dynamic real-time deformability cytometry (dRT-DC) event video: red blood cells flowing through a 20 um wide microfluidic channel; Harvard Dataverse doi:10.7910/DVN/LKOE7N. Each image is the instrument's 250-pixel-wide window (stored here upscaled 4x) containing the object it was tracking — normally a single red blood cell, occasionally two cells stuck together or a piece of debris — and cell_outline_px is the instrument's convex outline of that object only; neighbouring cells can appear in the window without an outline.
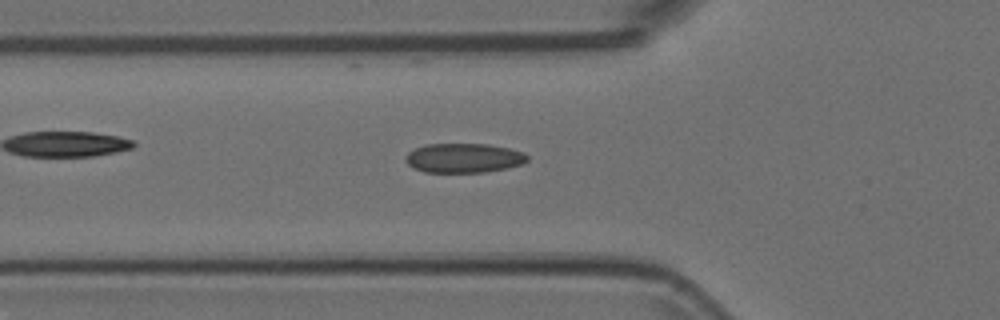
{"species": "Egyptian fruit bat (a non-hibernating species)", "species_latin": "Rousettus aegyptiacus", "temperature_condition": "room temperature", "stored_images_in_passage": 37, "camera_frame_rate_fps": 3000, "um_per_image_px": 0.085, "animal": {"sex": "female"}, "frame": {"image": 1, "passage_image": 3, "time_ms": 0.667, "image_size_px": [1000, 320], "cell_outline_px": [[528, 160], [524, 164], [508, 168], [484, 172], [424, 172], [412, 168], [404, 160], [408, 152], [424, 144], [488, 144], [508, 148], [524, 152], [528, 156]], "centroid_in_image_um": [39.42, 13.43], "position_along_channel_um": 86.4, "area_um2": 21.04}}
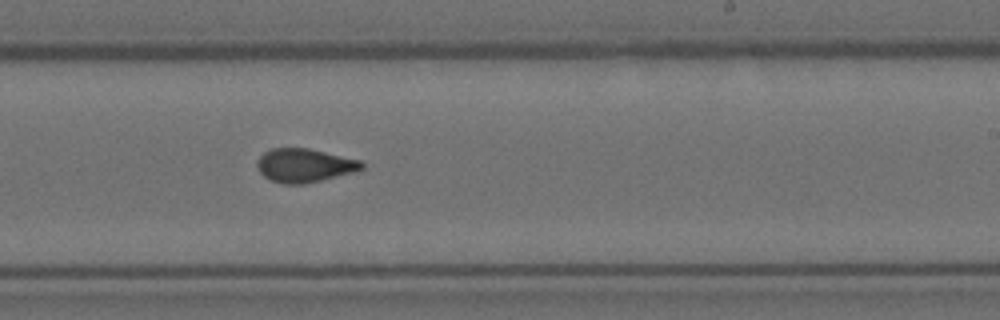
{"frame": {"image": 2, "passage_image": 17, "time_ms": 5.333, "image_size_px": [1000, 320], "cell_outline_px": [[364, 168], [356, 172], [304, 184], [284, 184], [272, 180], [264, 176], [260, 172], [256, 164], [256, 160], [264, 152], [272, 148], [308, 148], [360, 160], [364, 164]], "centroid_in_image_um": [25.88, 14.06], "position_along_channel_um": 263.1, "area_um2": 20.52}}
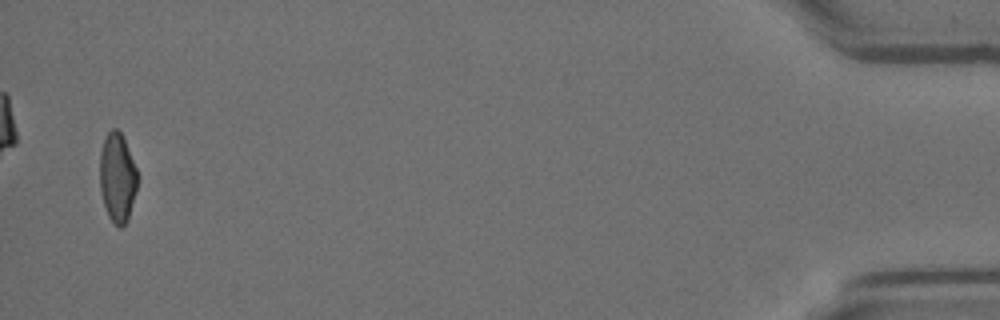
{"frame": {"image": 3, "passage_image": 37, "time_ms": 12.0, "image_size_px": [1000, 320], "cell_outline_px": [[140, 180], [128, 220], [120, 228], [108, 216], [100, 192], [100, 152], [104, 136], [112, 128], [116, 128], [120, 132], [124, 140], [140, 176]], "centroid_in_image_um": [10.0, 15.09], "position_along_channel_um": 425.2, "area_um2": 19.88}}